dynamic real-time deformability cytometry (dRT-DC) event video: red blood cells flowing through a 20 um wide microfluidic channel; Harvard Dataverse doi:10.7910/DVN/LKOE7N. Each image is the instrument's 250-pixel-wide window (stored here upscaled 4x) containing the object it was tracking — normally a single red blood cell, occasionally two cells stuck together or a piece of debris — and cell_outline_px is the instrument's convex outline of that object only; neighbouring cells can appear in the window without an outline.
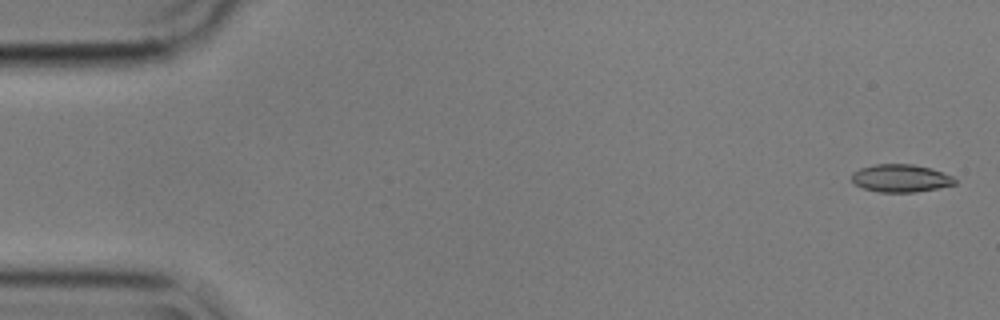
{"species": "common noctule bat (a hibernating species)", "species_latin": "Nyctalus noctula", "temperature_condition": "cold", "stored_images_in_passage": 56, "camera_frame_rate_fps": 3000, "um_per_image_px": 0.085, "animal": {"sex": "male", "body_mass_g": 17.9}, "frame": {"image": 1, "passage_image": 2, "time_ms": 0.333, "image_size_px": [1000, 320], "cell_outline_px": [[956, 184], [916, 192], [880, 192], [864, 188], [856, 184], [852, 180], [852, 172], [860, 168], [872, 164], [912, 164], [928, 168], [952, 176], [956, 180]], "centroid_in_image_um": [76.53, 15.14], "position_along_channel_um": 8.5, "area_um2": 16.47}}
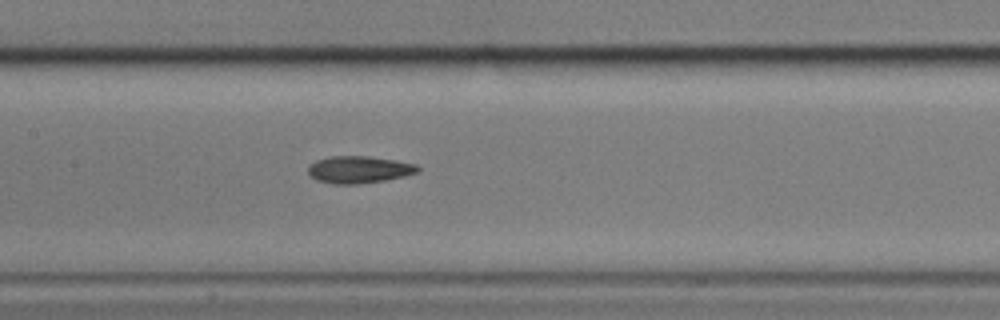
{"frame": {"image": 2, "passage_image": 27, "time_ms": 8.667, "image_size_px": [1000, 320], "cell_outline_px": [[420, 168], [416, 172], [404, 176], [384, 180], [356, 184], [332, 184], [316, 180], [308, 172], [308, 164], [316, 160], [332, 156], [368, 156], [396, 160], [416, 164]], "centroid_in_image_um": [30.48, 14.41], "position_along_channel_um": 176.9, "area_um2": 17.28}}
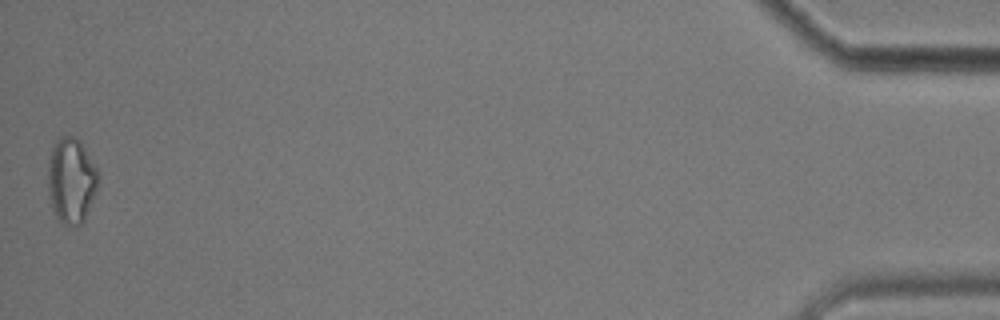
{"frame": {"image": 3, "passage_image": 56, "time_ms": 18.333, "image_size_px": [1000, 320], "cell_outline_px": [[100, 176], [92, 200], [84, 220], [80, 224], [68, 228], [56, 216], [52, 208], [48, 196], [48, 160], [52, 148], [56, 140], [60, 136], [72, 136], [80, 140], [96, 168]], "centroid_in_image_um": [6.04, 15.35], "position_along_channel_um": 429.2, "area_um2": 25.09}, "authors_computed_cell_mechanics": {"area_um2": 17.34, "velocity_mm_per_s": 3.5667, "shape_relaxation_time_tau1_ms": 4.5821, "shape_relaxation_time_tau2_ms": 6.6055, "deformation_change_tau1": 0.1153, "deformation_change_tau2": 0.1426}}